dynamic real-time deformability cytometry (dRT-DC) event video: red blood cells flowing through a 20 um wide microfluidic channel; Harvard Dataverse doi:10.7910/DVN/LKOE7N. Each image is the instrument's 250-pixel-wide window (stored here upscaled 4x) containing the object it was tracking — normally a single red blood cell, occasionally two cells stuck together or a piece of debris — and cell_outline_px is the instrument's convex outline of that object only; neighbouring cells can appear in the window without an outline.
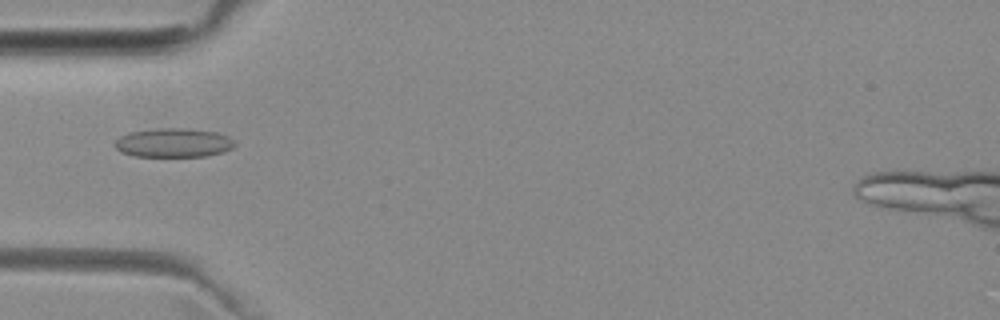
{"species": "common noctule bat (a hibernating species)", "species_latin": "Nyctalus noctula", "temperature_condition": "room temperature", "stored_images_in_passage": 7, "camera_frame_rate_fps": 3000, "um_per_image_px": 0.085, "animal": {"sex": "female", "body_mass_g": 29.2, "forearm_length_mm": 56.3}, "frame": {"image": 1, "passage_image": 5, "time_ms": 4.667, "image_size_px": [1000, 320], "cell_outline_px": [[236, 144], [232, 148], [224, 152], [204, 156], [136, 156], [120, 152], [112, 144], [120, 136], [128, 132], [156, 128], [184, 128], [216, 132], [228, 136], [236, 140]], "centroid_in_image_um": [14.74, 12.13], "position_along_channel_um": 70.3, "area_um2": 20.46}}
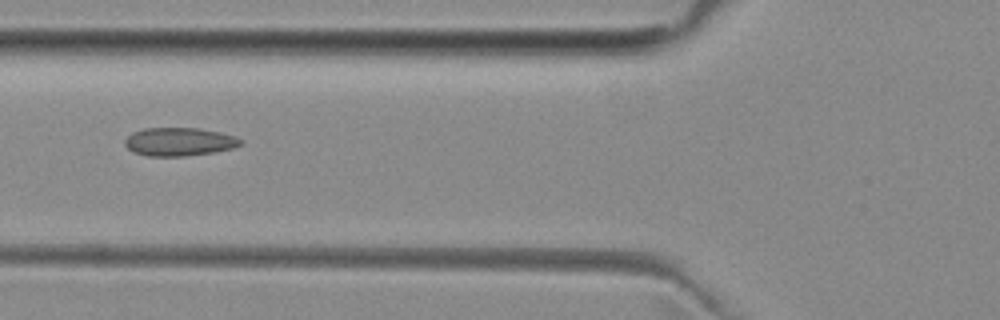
{"frame": {"image": 2, "passage_image": 6, "time_ms": 5.667, "image_size_px": [1000, 320], "cell_outline_px": [[244, 144], [232, 148], [212, 152], [184, 156], [148, 156], [136, 152], [128, 148], [124, 144], [124, 140], [132, 132], [144, 128], [200, 128], [220, 132], [236, 136], [244, 140]], "centroid_in_image_um": [15.27, 12.04], "position_along_channel_um": 110.5, "area_um2": 19.13}}
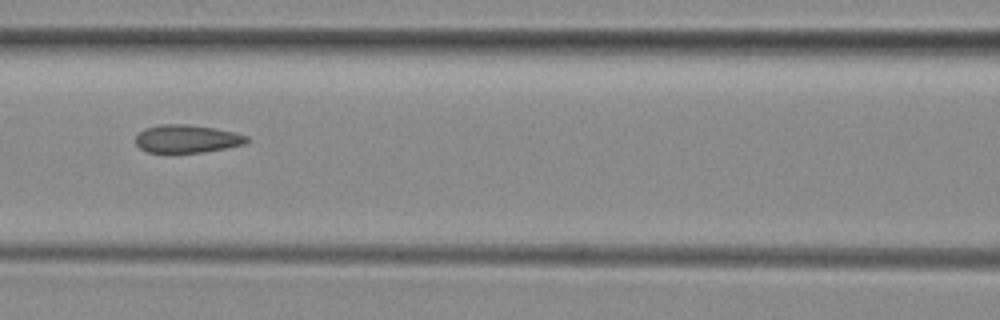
{"frame": {"image": 3, "passage_image": 7, "time_ms": 6.667, "image_size_px": [1000, 320], "cell_outline_px": [[248, 140], [244, 144], [204, 152], [148, 152], [140, 148], [136, 144], [136, 136], [144, 128], [160, 124], [188, 124], [216, 128], [236, 132], [248, 136]], "centroid_in_image_um": [15.89, 11.78], "position_along_channel_um": 150.7, "area_um2": 18.09}}